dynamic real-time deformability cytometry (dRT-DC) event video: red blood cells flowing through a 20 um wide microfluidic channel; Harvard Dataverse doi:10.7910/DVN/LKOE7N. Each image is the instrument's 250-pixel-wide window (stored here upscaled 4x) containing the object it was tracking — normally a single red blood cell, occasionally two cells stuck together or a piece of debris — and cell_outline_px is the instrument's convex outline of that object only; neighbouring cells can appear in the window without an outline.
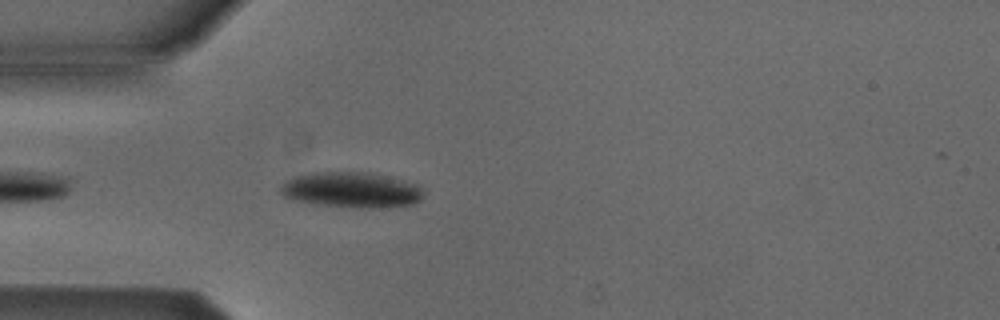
{"species": "Egyptian fruit bat (a non-hibernating species)", "species_latin": "Rousettus aegyptiacus", "temperature_condition": "cold", "stored_images_in_passage": 13, "camera_frame_rate_fps": 3000, "um_per_image_px": 0.085, "animal": {"sex": "male"}, "frame": {"image": 1, "passage_image": 3, "time_ms": 0.667, "image_size_px": [1000, 320], "cell_outline_px": [[424, 196], [420, 200], [412, 204], [376, 208], [352, 208], [316, 204], [292, 200], [284, 196], [280, 192], [280, 188], [288, 180], [296, 176], [316, 172], [368, 172], [412, 184], [420, 188]], "centroid_in_image_um": [29.82, 16.16], "position_along_channel_um": 55.2, "area_um2": 29.13}}
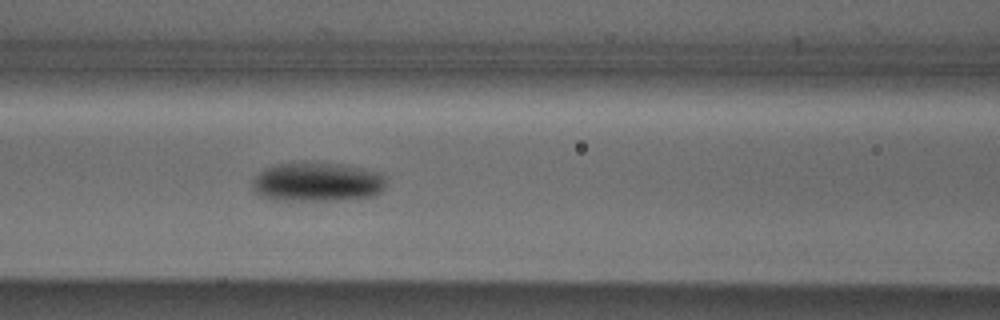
{"frame": {"image": 2, "passage_image": 10, "time_ms": 3.0, "image_size_px": [1000, 320], "cell_outline_px": [[384, 188], [380, 192], [372, 196], [336, 200], [276, 200], [260, 196], [252, 188], [252, 180], [264, 168], [276, 164], [340, 164], [380, 172], [384, 176]], "centroid_in_image_um": [26.94, 15.49], "position_along_channel_um": 139.7, "area_um2": 30.0}}